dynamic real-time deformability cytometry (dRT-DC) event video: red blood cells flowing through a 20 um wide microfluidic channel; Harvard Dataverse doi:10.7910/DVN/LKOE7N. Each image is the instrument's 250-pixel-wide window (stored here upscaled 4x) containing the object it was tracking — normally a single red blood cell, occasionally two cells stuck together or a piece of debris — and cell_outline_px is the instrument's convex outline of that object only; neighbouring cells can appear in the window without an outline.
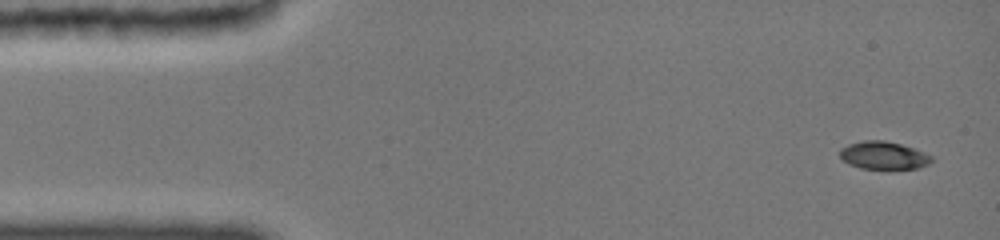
{"species": "common noctule bat (a hibernating species)", "species_latin": "Nyctalus noctula", "temperature_condition": "cold", "stored_images_in_passage": 17, "camera_frame_rate_fps": 3000, "um_per_image_px": 0.085, "animal": {"sex": "female", "body_mass_g": 19.0, "forearm_length_mm": 51.5}, "frame": {"image": 1, "passage_image": 1, "time_ms": 0.0, "image_size_px": [1000, 240], "cell_outline_px": [[932, 160], [928, 164], [920, 168], [860, 168], [848, 164], [840, 156], [840, 148], [848, 144], [868, 140], [884, 140], [900, 144], [912, 148], [932, 156]], "centroid_in_image_um": [75.08, 13.2], "position_along_channel_um": 9.9, "area_um2": 14.57}}
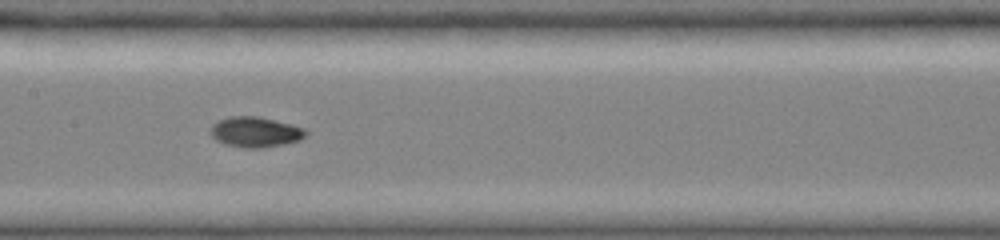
{"frame": {"image": 2, "passage_image": 15, "time_ms": 7.333, "image_size_px": [1000, 240], "cell_outline_px": [[308, 132], [304, 136], [296, 140], [284, 144], [260, 148], [248, 148], [228, 144], [212, 136], [212, 128], [220, 120], [232, 116], [252, 116], [272, 120], [288, 124], [300, 128]], "centroid_in_image_um": [21.71, 11.23], "position_along_channel_um": 185.7, "area_um2": 15.84}}
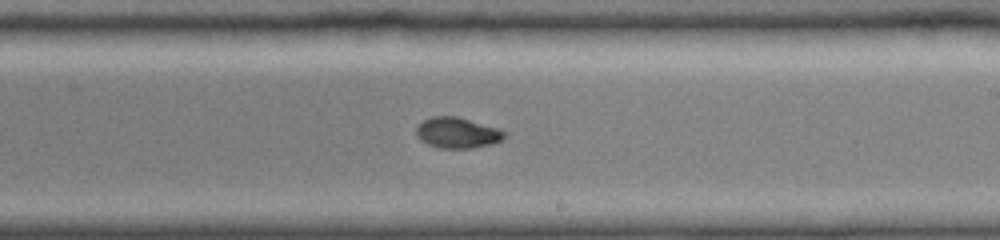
{"frame": {"image": 3, "passage_image": 17, "time_ms": 9.0, "image_size_px": [1000, 240], "cell_outline_px": [[508, 132], [500, 140], [492, 144], [472, 148], [440, 148], [428, 144], [416, 132], [416, 128], [424, 120], [432, 116], [456, 116], [496, 128]], "centroid_in_image_um": [38.89, 11.28], "position_along_channel_um": 250.1, "area_um2": 15.37}}